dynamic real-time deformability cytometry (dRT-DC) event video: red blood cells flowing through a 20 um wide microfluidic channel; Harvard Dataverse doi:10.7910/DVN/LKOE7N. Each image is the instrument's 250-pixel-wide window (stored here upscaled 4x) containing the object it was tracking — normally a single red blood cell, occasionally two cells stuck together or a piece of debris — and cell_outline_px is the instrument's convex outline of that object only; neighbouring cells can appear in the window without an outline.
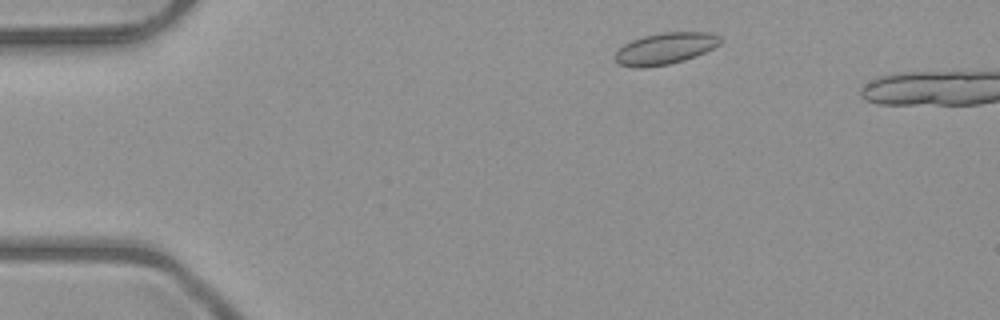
{"species": "common noctule bat (a hibernating species)", "species_latin": "Nyctalus noctula", "temperature_condition": "room temperature", "stored_images_in_passage": 7, "camera_frame_rate_fps": 3000, "um_per_image_px": 0.085, "animal": {"sex": "male", "body_mass_g": 23.1, "forearm_length_mm": 52.7}, "frame": {"image": 1, "passage_image": 4, "time_ms": 1.0, "image_size_px": [1000, 320], "cell_outline_px": [[720, 44], [696, 56], [684, 60], [668, 64], [644, 68], [636, 68], [616, 64], [612, 56], [624, 44], [632, 40], [644, 36], [660, 32], [708, 32], [720, 36]], "centroid_in_image_um": [56.48, 4.13], "position_along_channel_um": 28.5, "area_um2": 19.48}}